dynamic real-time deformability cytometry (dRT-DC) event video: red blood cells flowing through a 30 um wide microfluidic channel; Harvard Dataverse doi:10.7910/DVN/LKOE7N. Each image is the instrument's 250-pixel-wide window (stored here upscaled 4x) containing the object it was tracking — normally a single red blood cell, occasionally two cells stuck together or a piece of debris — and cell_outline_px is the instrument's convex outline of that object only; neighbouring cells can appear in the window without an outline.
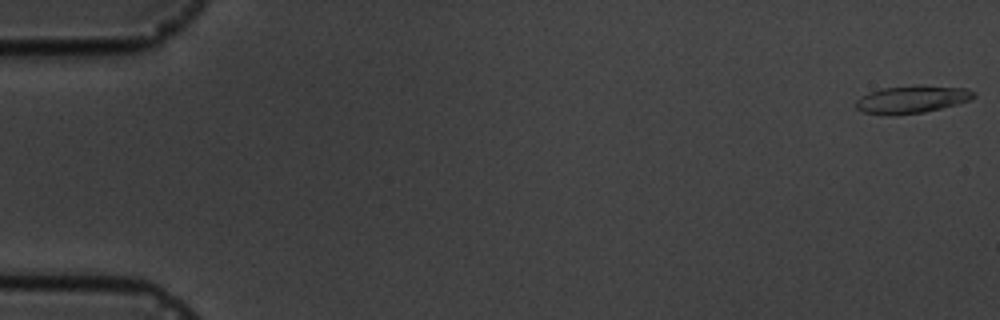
{"species": "common noctule bat (a hibernating species)", "species_latin": "Nyctalus noctula", "temperature_condition": "cold", "stored_images_in_passage": 7, "camera_frame_rate_fps": 3000, "um_per_image_px": 0.085, "animal": {"sex": "male", "body_mass_g": 19.5, "forearm_length_mm": 54.6}, "frame": {"image": 1, "passage_image": 1, "time_ms": 0.0, "image_size_px": [1000, 320], "cell_outline_px": [[976, 96], [968, 100], [956, 104], [924, 112], [896, 116], [892, 116], [864, 112], [856, 108], [856, 100], [860, 96], [868, 92], [880, 88], [920, 84], [964, 88], [976, 92]], "centroid_in_image_um": [77.48, 8.43], "position_along_channel_um": 7.5, "area_um2": 19.25}}
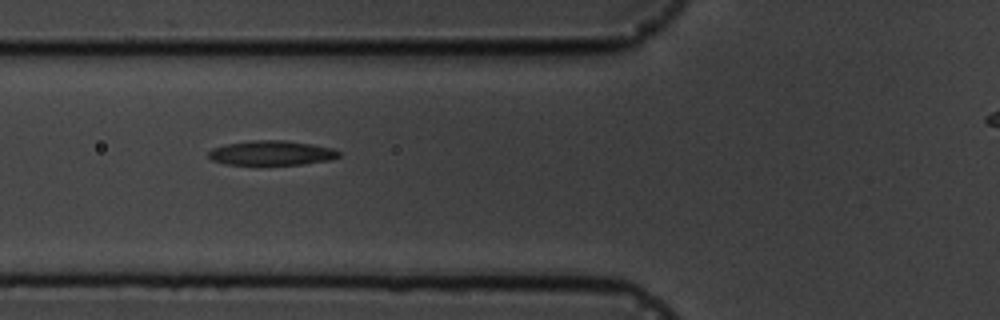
{"frame": {"image": 2, "passage_image": 6, "time_ms": 6.667, "image_size_px": [1000, 320], "cell_outline_px": [[340, 156], [332, 160], [304, 164], [224, 164], [212, 160], [208, 156], [208, 152], [212, 148], [224, 144], [252, 140], [284, 140], [312, 144], [332, 148], [340, 152]], "centroid_in_image_um": [23.08, 12.99], "position_along_channel_um": 102.7, "area_um2": 18.73}}
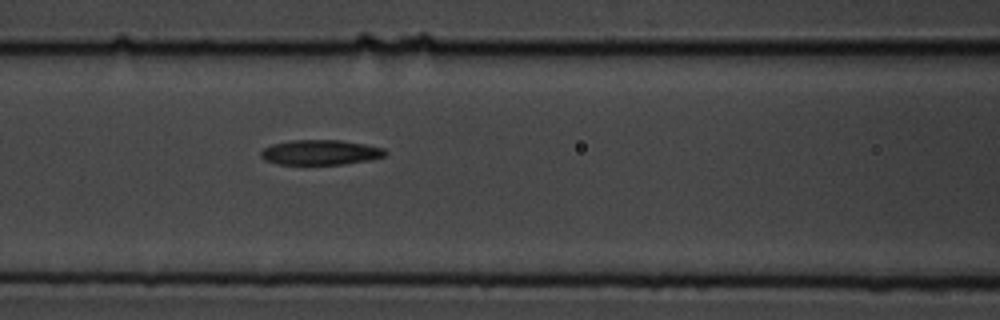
{"frame": {"image": 3, "passage_image": 7, "time_ms": 7.667, "image_size_px": [1000, 320], "cell_outline_px": [[388, 152], [384, 156], [372, 160], [344, 164], [276, 164], [264, 160], [260, 156], [260, 152], [264, 148], [272, 144], [292, 140], [340, 140], [364, 144], [384, 148]], "centroid_in_image_um": [27.24, 12.95], "position_along_channel_um": 139.4, "area_um2": 18.21}}